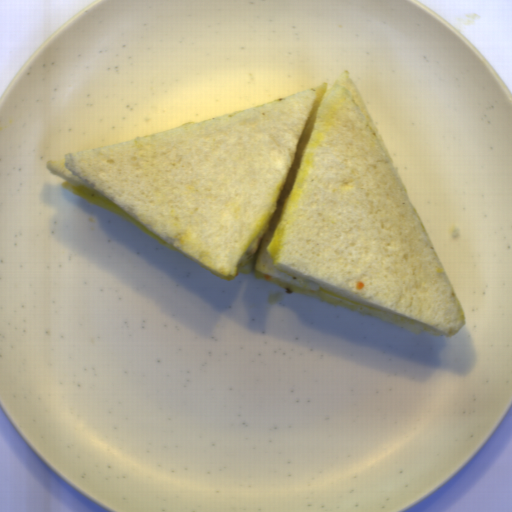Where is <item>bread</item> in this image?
I'll return each instance as SVG.
<instances>
[{"label":"bread","mask_w":512,"mask_h":512,"mask_svg":"<svg viewBox=\"0 0 512 512\" xmlns=\"http://www.w3.org/2000/svg\"><path fill=\"white\" fill-rule=\"evenodd\" d=\"M227 280L240 273L413 333L451 338L463 307L350 75L296 95L49 160ZM274 265L368 311L256 270ZM176 247V248H175ZM259 250V249H258Z\"/></svg>","instance_id":"obj_1"}]
</instances>
